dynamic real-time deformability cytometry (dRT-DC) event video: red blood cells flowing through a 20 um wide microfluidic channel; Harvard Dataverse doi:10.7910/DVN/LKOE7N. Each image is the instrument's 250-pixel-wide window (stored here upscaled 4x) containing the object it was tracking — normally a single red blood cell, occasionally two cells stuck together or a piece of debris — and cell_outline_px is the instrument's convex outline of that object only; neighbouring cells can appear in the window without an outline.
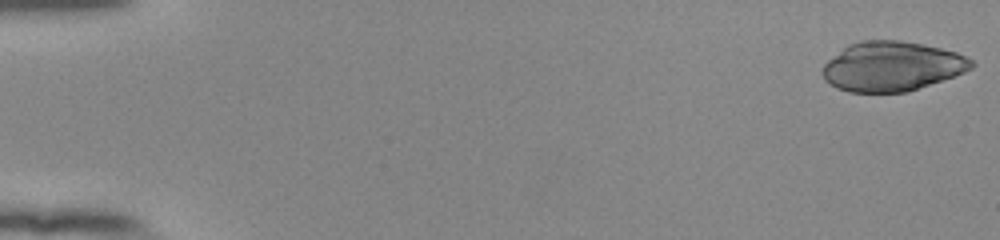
{"species": "human", "species_latin": "Homo sapiens", "temperature_condition": "room temperature", "stored_images_in_passage": 53, "camera_frame_rate_fps": 3000, "um_per_image_px": 0.085, "donor": {"sex": "female"}, "frame": {"image": 1, "passage_image": 1, "time_ms": 0.0, "image_size_px": [1000, 240], "cell_outline_px": [[976, 64], [972, 68], [964, 72], [908, 92], [848, 92], [836, 88], [824, 80], [820, 72], [824, 64], [828, 60], [848, 44], [860, 40], [900, 40], [940, 48], [956, 52], [972, 60]], "centroid_in_image_um": [75.77, 5.64], "position_along_channel_um": 9.2, "area_um2": 43.06}}
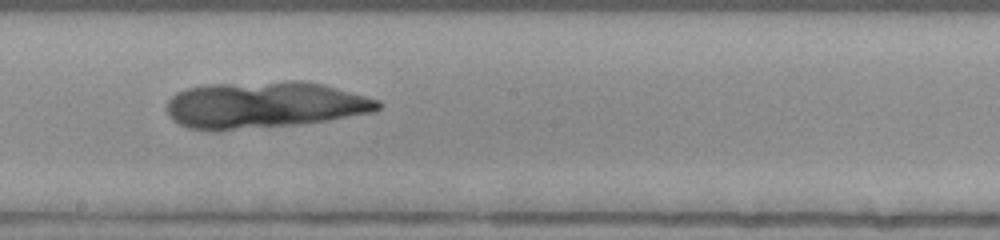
{"frame": {"image": 2, "passage_image": 31, "time_ms": 10.0, "image_size_px": [1000, 240], "cell_outline_px": [[380, 108], [376, 112], [328, 120], [296, 124], [216, 132], [188, 128], [172, 120], [168, 112], [168, 100], [176, 92], [188, 88], [204, 84], [288, 80], [304, 80], [324, 84], [380, 100]], "centroid_in_image_um": [22.47, 8.91], "position_along_channel_um": 225.7, "area_um2": 58.2}}
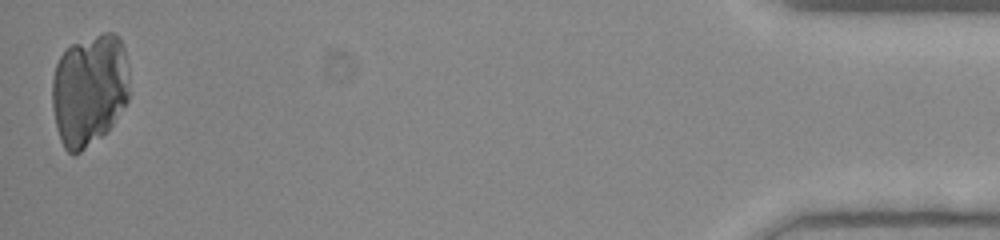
{"frame": {"image": 3, "passage_image": 53, "time_ms": 17.333, "image_size_px": [1000, 240], "cell_outline_px": [[128, 100], [112, 124], [100, 136], [80, 152], [72, 156], [64, 148], [60, 140], [56, 128], [52, 108], [52, 80], [56, 64], [60, 56], [72, 44], [104, 32], [112, 32], [120, 36], [124, 48], [128, 64]], "centroid_in_image_um": [7.58, 7.62], "position_along_channel_um": 427.6, "area_um2": 50.58}}